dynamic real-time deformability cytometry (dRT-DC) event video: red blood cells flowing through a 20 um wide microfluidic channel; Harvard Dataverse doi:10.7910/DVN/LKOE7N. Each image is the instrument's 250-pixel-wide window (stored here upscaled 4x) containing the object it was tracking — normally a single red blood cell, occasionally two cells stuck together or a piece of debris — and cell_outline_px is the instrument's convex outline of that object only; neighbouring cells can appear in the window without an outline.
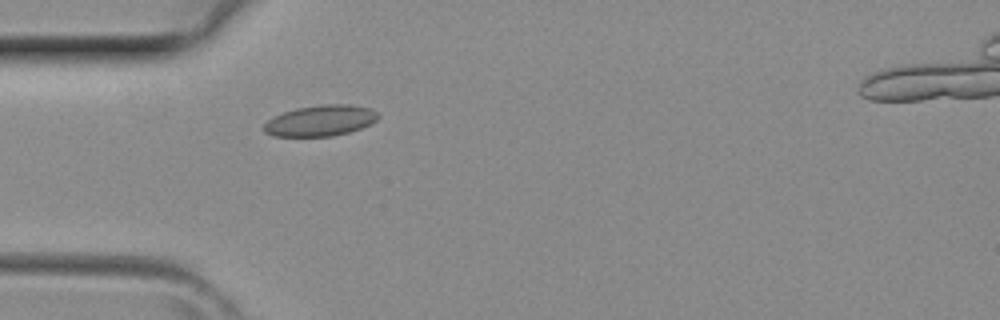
{"species": "common noctule bat (a hibernating species)", "species_latin": "Nyctalus noctula", "temperature_condition": "room temperature", "stored_images_in_passage": 4, "camera_frame_rate_fps": 3000, "um_per_image_px": 0.085, "animal": {"sex": "female", "body_mass_g": 29.2, "forearm_length_mm": 56.3}, "frame": {"image": 1, "passage_image": 4, "time_ms": 1.0, "image_size_px": [1000, 320], "cell_outline_px": [[380, 116], [372, 124], [348, 132], [332, 136], [272, 136], [264, 132], [264, 124], [268, 120], [284, 112], [296, 108], [320, 104], [352, 104], [372, 108]], "centroid_in_image_um": [27.27, 10.24], "position_along_channel_um": 57.7, "area_um2": 20.63}}